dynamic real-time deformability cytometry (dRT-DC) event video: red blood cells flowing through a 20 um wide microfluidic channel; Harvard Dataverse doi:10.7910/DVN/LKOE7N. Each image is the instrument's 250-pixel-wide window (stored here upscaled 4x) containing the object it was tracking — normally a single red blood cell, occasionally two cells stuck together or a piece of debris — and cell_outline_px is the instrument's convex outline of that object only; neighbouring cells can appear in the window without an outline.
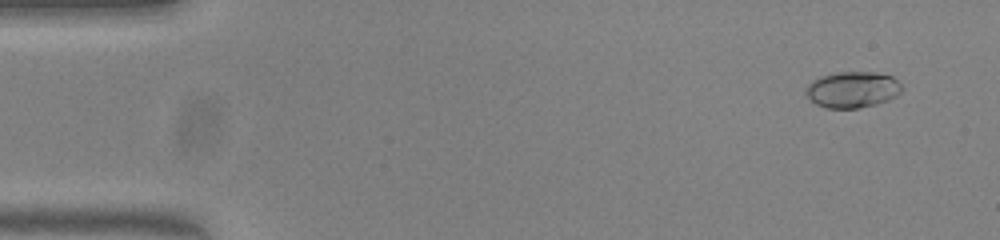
{"species": "common noctule bat (a hibernating species)", "species_latin": "Nyctalus noctula", "temperature_condition": "warm", "stored_images_in_passage": 51, "camera_frame_rate_fps": 3000, "um_per_image_px": 0.085, "animal": {"sex": "female", "body_mass_g": 23.0, "forearm_length_mm": 53.4}, "frame": {"image": 1, "passage_image": 1, "time_ms": 0.0, "image_size_px": [1000, 240], "cell_outline_px": [[904, 88], [896, 96], [888, 100], [876, 104], [860, 108], [828, 108], [816, 104], [804, 92], [804, 88], [812, 80], [820, 76], [836, 72], [876, 72], [892, 76]], "centroid_in_image_um": [72.45, 7.61], "position_along_channel_um": 12.5, "area_um2": 20.35}}
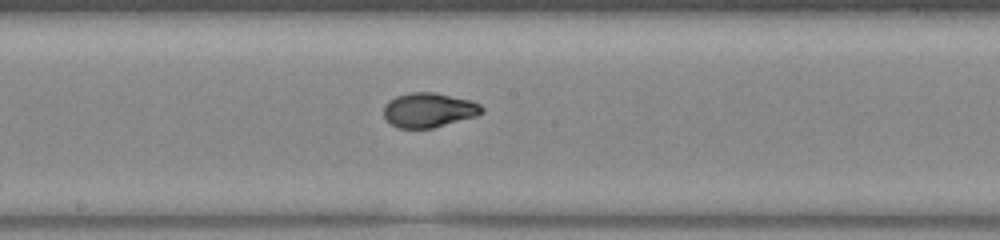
{"frame": {"image": 2, "passage_image": 26, "time_ms": 8.333, "image_size_px": [1000, 240], "cell_outline_px": [[484, 112], [476, 116], [432, 128], [396, 128], [384, 116], [384, 104], [388, 100], [396, 96], [408, 92], [436, 92], [472, 100], [480, 104], [484, 108]], "centroid_in_image_um": [36.46, 9.34], "position_along_channel_um": 211.7, "area_um2": 19.94}}
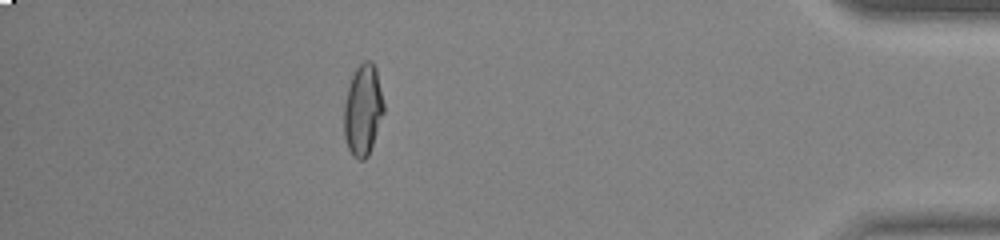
{"frame": {"image": 3, "passage_image": 45, "time_ms": 14.667, "image_size_px": [1000, 240], "cell_outline_px": [[384, 112], [368, 156], [364, 160], [360, 160], [352, 156], [348, 148], [344, 136], [344, 104], [348, 88], [352, 76], [356, 68], [364, 60], [372, 60], [376, 68], [384, 104]], "centroid_in_image_um": [30.85, 9.35], "position_along_channel_um": 404.4, "area_um2": 21.1}, "authors_computed_cell_mechanics": {"area_um2": 19.8832, "velocity_mm_per_s": 3.8227, "shape_relaxation_time_tau1_ms": 9.8509, "shape_relaxation_time_tau2_ms": null, "deformation_change_tau1": 0.3209, "deformation_change_tau2": null}}